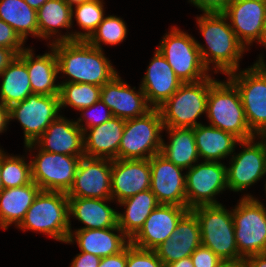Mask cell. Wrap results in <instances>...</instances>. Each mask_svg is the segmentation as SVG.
Returning a JSON list of instances; mask_svg holds the SVG:
<instances>
[{
	"label": "cell",
	"mask_w": 266,
	"mask_h": 267,
	"mask_svg": "<svg viewBox=\"0 0 266 267\" xmlns=\"http://www.w3.org/2000/svg\"><path fill=\"white\" fill-rule=\"evenodd\" d=\"M58 64V71L71 77L66 82L88 83L102 87L116 72L102 49L91 46L86 40L50 43Z\"/></svg>",
	"instance_id": "1"
},
{
	"label": "cell",
	"mask_w": 266,
	"mask_h": 267,
	"mask_svg": "<svg viewBox=\"0 0 266 267\" xmlns=\"http://www.w3.org/2000/svg\"><path fill=\"white\" fill-rule=\"evenodd\" d=\"M227 17L223 13H204L197 17V22L204 36L208 49L196 41L202 61L209 70L210 63H215L213 69L230 74L238 71L239 59L245 47L239 42Z\"/></svg>",
	"instance_id": "2"
},
{
	"label": "cell",
	"mask_w": 266,
	"mask_h": 267,
	"mask_svg": "<svg viewBox=\"0 0 266 267\" xmlns=\"http://www.w3.org/2000/svg\"><path fill=\"white\" fill-rule=\"evenodd\" d=\"M206 114L210 126L229 132L240 141L255 138L249 129L240 93L229 79L227 82L215 80L210 85Z\"/></svg>",
	"instance_id": "3"
},
{
	"label": "cell",
	"mask_w": 266,
	"mask_h": 267,
	"mask_svg": "<svg viewBox=\"0 0 266 267\" xmlns=\"http://www.w3.org/2000/svg\"><path fill=\"white\" fill-rule=\"evenodd\" d=\"M18 227L67 242L72 231L68 196L64 192L40 190Z\"/></svg>",
	"instance_id": "4"
},
{
	"label": "cell",
	"mask_w": 266,
	"mask_h": 267,
	"mask_svg": "<svg viewBox=\"0 0 266 267\" xmlns=\"http://www.w3.org/2000/svg\"><path fill=\"white\" fill-rule=\"evenodd\" d=\"M201 233V245L211 249L223 261L244 260L238 252L232 211L222 204L202 205L191 209Z\"/></svg>",
	"instance_id": "5"
},
{
	"label": "cell",
	"mask_w": 266,
	"mask_h": 267,
	"mask_svg": "<svg viewBox=\"0 0 266 267\" xmlns=\"http://www.w3.org/2000/svg\"><path fill=\"white\" fill-rule=\"evenodd\" d=\"M215 81L207 77L198 82L182 83L178 90L158 107L164 127L193 128L201 123L196 119L206 113L210 85Z\"/></svg>",
	"instance_id": "6"
},
{
	"label": "cell",
	"mask_w": 266,
	"mask_h": 267,
	"mask_svg": "<svg viewBox=\"0 0 266 267\" xmlns=\"http://www.w3.org/2000/svg\"><path fill=\"white\" fill-rule=\"evenodd\" d=\"M259 57L250 68L228 74L240 93L249 129L254 135L266 136V64Z\"/></svg>",
	"instance_id": "7"
},
{
	"label": "cell",
	"mask_w": 266,
	"mask_h": 267,
	"mask_svg": "<svg viewBox=\"0 0 266 267\" xmlns=\"http://www.w3.org/2000/svg\"><path fill=\"white\" fill-rule=\"evenodd\" d=\"M163 128L158 108L141 117L127 119L119 146V159H150L161 153L163 139L160 132Z\"/></svg>",
	"instance_id": "8"
},
{
	"label": "cell",
	"mask_w": 266,
	"mask_h": 267,
	"mask_svg": "<svg viewBox=\"0 0 266 267\" xmlns=\"http://www.w3.org/2000/svg\"><path fill=\"white\" fill-rule=\"evenodd\" d=\"M236 246L245 259L251 255L266 253V209L251 195L241 198L232 209Z\"/></svg>",
	"instance_id": "9"
},
{
	"label": "cell",
	"mask_w": 266,
	"mask_h": 267,
	"mask_svg": "<svg viewBox=\"0 0 266 267\" xmlns=\"http://www.w3.org/2000/svg\"><path fill=\"white\" fill-rule=\"evenodd\" d=\"M157 49L183 83L198 82L209 76L196 40L180 29L173 26Z\"/></svg>",
	"instance_id": "10"
},
{
	"label": "cell",
	"mask_w": 266,
	"mask_h": 267,
	"mask_svg": "<svg viewBox=\"0 0 266 267\" xmlns=\"http://www.w3.org/2000/svg\"><path fill=\"white\" fill-rule=\"evenodd\" d=\"M59 95L31 94L9 107V120L17 119L24 129V143H34L60 115Z\"/></svg>",
	"instance_id": "11"
},
{
	"label": "cell",
	"mask_w": 266,
	"mask_h": 267,
	"mask_svg": "<svg viewBox=\"0 0 266 267\" xmlns=\"http://www.w3.org/2000/svg\"><path fill=\"white\" fill-rule=\"evenodd\" d=\"M31 159L32 181L41 190L67 193L71 188L78 163L83 156H69L43 150Z\"/></svg>",
	"instance_id": "12"
},
{
	"label": "cell",
	"mask_w": 266,
	"mask_h": 267,
	"mask_svg": "<svg viewBox=\"0 0 266 267\" xmlns=\"http://www.w3.org/2000/svg\"><path fill=\"white\" fill-rule=\"evenodd\" d=\"M226 166L204 161L193 165L186 173V207L191 210L202 205H218L215 195L227 189Z\"/></svg>",
	"instance_id": "13"
},
{
	"label": "cell",
	"mask_w": 266,
	"mask_h": 267,
	"mask_svg": "<svg viewBox=\"0 0 266 267\" xmlns=\"http://www.w3.org/2000/svg\"><path fill=\"white\" fill-rule=\"evenodd\" d=\"M260 138L261 141L257 143H254V138L239 141L244 149L232 156L231 166L226 168L227 186L230 190H244L266 175V136Z\"/></svg>",
	"instance_id": "14"
},
{
	"label": "cell",
	"mask_w": 266,
	"mask_h": 267,
	"mask_svg": "<svg viewBox=\"0 0 266 267\" xmlns=\"http://www.w3.org/2000/svg\"><path fill=\"white\" fill-rule=\"evenodd\" d=\"M112 160L81 157L68 197L112 199Z\"/></svg>",
	"instance_id": "15"
},
{
	"label": "cell",
	"mask_w": 266,
	"mask_h": 267,
	"mask_svg": "<svg viewBox=\"0 0 266 267\" xmlns=\"http://www.w3.org/2000/svg\"><path fill=\"white\" fill-rule=\"evenodd\" d=\"M82 121L81 117L74 122L59 116L34 143L25 147L31 150L38 145L40 150L51 153L84 156V135L88 129L80 124Z\"/></svg>",
	"instance_id": "16"
},
{
	"label": "cell",
	"mask_w": 266,
	"mask_h": 267,
	"mask_svg": "<svg viewBox=\"0 0 266 267\" xmlns=\"http://www.w3.org/2000/svg\"><path fill=\"white\" fill-rule=\"evenodd\" d=\"M151 168L150 190L160 204L186 206V175L161 153L149 159Z\"/></svg>",
	"instance_id": "17"
},
{
	"label": "cell",
	"mask_w": 266,
	"mask_h": 267,
	"mask_svg": "<svg viewBox=\"0 0 266 267\" xmlns=\"http://www.w3.org/2000/svg\"><path fill=\"white\" fill-rule=\"evenodd\" d=\"M188 211L186 206L159 204L130 239V243L142 249L154 250L170 237Z\"/></svg>",
	"instance_id": "18"
},
{
	"label": "cell",
	"mask_w": 266,
	"mask_h": 267,
	"mask_svg": "<svg viewBox=\"0 0 266 267\" xmlns=\"http://www.w3.org/2000/svg\"><path fill=\"white\" fill-rule=\"evenodd\" d=\"M151 168L149 159L112 160L111 195L112 200L121 202L139 192L150 189Z\"/></svg>",
	"instance_id": "19"
},
{
	"label": "cell",
	"mask_w": 266,
	"mask_h": 267,
	"mask_svg": "<svg viewBox=\"0 0 266 267\" xmlns=\"http://www.w3.org/2000/svg\"><path fill=\"white\" fill-rule=\"evenodd\" d=\"M115 75L101 88L100 100L112 111L114 117L124 120L146 115L153 109L141 87L138 92Z\"/></svg>",
	"instance_id": "20"
},
{
	"label": "cell",
	"mask_w": 266,
	"mask_h": 267,
	"mask_svg": "<svg viewBox=\"0 0 266 267\" xmlns=\"http://www.w3.org/2000/svg\"><path fill=\"white\" fill-rule=\"evenodd\" d=\"M239 42L246 47L258 41L266 19V2L262 0H233L223 12Z\"/></svg>",
	"instance_id": "21"
},
{
	"label": "cell",
	"mask_w": 266,
	"mask_h": 267,
	"mask_svg": "<svg viewBox=\"0 0 266 267\" xmlns=\"http://www.w3.org/2000/svg\"><path fill=\"white\" fill-rule=\"evenodd\" d=\"M201 245L200 225L196 215L189 210L178 222L170 237L154 249L164 265L191 254Z\"/></svg>",
	"instance_id": "22"
},
{
	"label": "cell",
	"mask_w": 266,
	"mask_h": 267,
	"mask_svg": "<svg viewBox=\"0 0 266 267\" xmlns=\"http://www.w3.org/2000/svg\"><path fill=\"white\" fill-rule=\"evenodd\" d=\"M182 83L165 57L156 49L140 85L151 107L158 108L162 105Z\"/></svg>",
	"instance_id": "23"
},
{
	"label": "cell",
	"mask_w": 266,
	"mask_h": 267,
	"mask_svg": "<svg viewBox=\"0 0 266 267\" xmlns=\"http://www.w3.org/2000/svg\"><path fill=\"white\" fill-rule=\"evenodd\" d=\"M113 231L120 232L121 235ZM74 232H69V238L66 243H73L76 239L75 242H77L81 252L90 253L101 258L118 254L130 244V239L119 226L105 229H78Z\"/></svg>",
	"instance_id": "24"
},
{
	"label": "cell",
	"mask_w": 266,
	"mask_h": 267,
	"mask_svg": "<svg viewBox=\"0 0 266 267\" xmlns=\"http://www.w3.org/2000/svg\"><path fill=\"white\" fill-rule=\"evenodd\" d=\"M125 123L126 120L113 116L107 122L90 128L89 135H84V156L119 159V146Z\"/></svg>",
	"instance_id": "25"
},
{
	"label": "cell",
	"mask_w": 266,
	"mask_h": 267,
	"mask_svg": "<svg viewBox=\"0 0 266 267\" xmlns=\"http://www.w3.org/2000/svg\"><path fill=\"white\" fill-rule=\"evenodd\" d=\"M51 49V53L38 55L36 59L30 48L24 49L18 54L26 63L33 94L59 95L60 84H55L59 73L57 58L53 47Z\"/></svg>",
	"instance_id": "26"
},
{
	"label": "cell",
	"mask_w": 266,
	"mask_h": 267,
	"mask_svg": "<svg viewBox=\"0 0 266 267\" xmlns=\"http://www.w3.org/2000/svg\"><path fill=\"white\" fill-rule=\"evenodd\" d=\"M112 199L68 197L69 215L85 224L80 229H105L118 226V212L105 204Z\"/></svg>",
	"instance_id": "27"
},
{
	"label": "cell",
	"mask_w": 266,
	"mask_h": 267,
	"mask_svg": "<svg viewBox=\"0 0 266 267\" xmlns=\"http://www.w3.org/2000/svg\"><path fill=\"white\" fill-rule=\"evenodd\" d=\"M40 190L33 181L20 187L3 189L0 193V228L6 230L12 223L18 227Z\"/></svg>",
	"instance_id": "28"
},
{
	"label": "cell",
	"mask_w": 266,
	"mask_h": 267,
	"mask_svg": "<svg viewBox=\"0 0 266 267\" xmlns=\"http://www.w3.org/2000/svg\"><path fill=\"white\" fill-rule=\"evenodd\" d=\"M193 131L199 158H204V161L218 162L231 155L240 141L233 134L210 125L199 124L193 127Z\"/></svg>",
	"instance_id": "29"
},
{
	"label": "cell",
	"mask_w": 266,
	"mask_h": 267,
	"mask_svg": "<svg viewBox=\"0 0 266 267\" xmlns=\"http://www.w3.org/2000/svg\"><path fill=\"white\" fill-rule=\"evenodd\" d=\"M119 204L126 206V210L122 214L118 213V226L131 239L160 203L155 194L147 189L119 202Z\"/></svg>",
	"instance_id": "30"
},
{
	"label": "cell",
	"mask_w": 266,
	"mask_h": 267,
	"mask_svg": "<svg viewBox=\"0 0 266 267\" xmlns=\"http://www.w3.org/2000/svg\"><path fill=\"white\" fill-rule=\"evenodd\" d=\"M0 102L7 107L25 100L33 94L26 63L16 55L0 73Z\"/></svg>",
	"instance_id": "31"
},
{
	"label": "cell",
	"mask_w": 266,
	"mask_h": 267,
	"mask_svg": "<svg viewBox=\"0 0 266 267\" xmlns=\"http://www.w3.org/2000/svg\"><path fill=\"white\" fill-rule=\"evenodd\" d=\"M167 129L170 142L165 144L162 140L161 154L174 165L189 169L199 160L197 146L195 143L193 128H171Z\"/></svg>",
	"instance_id": "32"
},
{
	"label": "cell",
	"mask_w": 266,
	"mask_h": 267,
	"mask_svg": "<svg viewBox=\"0 0 266 267\" xmlns=\"http://www.w3.org/2000/svg\"><path fill=\"white\" fill-rule=\"evenodd\" d=\"M0 19L25 41L29 34L38 37L37 11L24 0H0Z\"/></svg>",
	"instance_id": "33"
},
{
	"label": "cell",
	"mask_w": 266,
	"mask_h": 267,
	"mask_svg": "<svg viewBox=\"0 0 266 267\" xmlns=\"http://www.w3.org/2000/svg\"><path fill=\"white\" fill-rule=\"evenodd\" d=\"M73 8L64 0H48L37 10L38 37L56 35L57 28H71Z\"/></svg>",
	"instance_id": "34"
},
{
	"label": "cell",
	"mask_w": 266,
	"mask_h": 267,
	"mask_svg": "<svg viewBox=\"0 0 266 267\" xmlns=\"http://www.w3.org/2000/svg\"><path fill=\"white\" fill-rule=\"evenodd\" d=\"M103 0H89L75 6V18L85 33L74 32L61 35L53 43L62 41L86 40L104 19Z\"/></svg>",
	"instance_id": "35"
},
{
	"label": "cell",
	"mask_w": 266,
	"mask_h": 267,
	"mask_svg": "<svg viewBox=\"0 0 266 267\" xmlns=\"http://www.w3.org/2000/svg\"><path fill=\"white\" fill-rule=\"evenodd\" d=\"M100 86L88 83L62 82L60 84V108L72 106L77 110L90 107L101 97Z\"/></svg>",
	"instance_id": "36"
},
{
	"label": "cell",
	"mask_w": 266,
	"mask_h": 267,
	"mask_svg": "<svg viewBox=\"0 0 266 267\" xmlns=\"http://www.w3.org/2000/svg\"><path fill=\"white\" fill-rule=\"evenodd\" d=\"M1 179L4 189L15 188L32 182L31 162H25L24 157L6 156L2 150Z\"/></svg>",
	"instance_id": "37"
},
{
	"label": "cell",
	"mask_w": 266,
	"mask_h": 267,
	"mask_svg": "<svg viewBox=\"0 0 266 267\" xmlns=\"http://www.w3.org/2000/svg\"><path fill=\"white\" fill-rule=\"evenodd\" d=\"M127 34L126 24L119 17L107 16L98 25L97 29L86 41L98 49H102L101 43L116 45L122 42Z\"/></svg>",
	"instance_id": "38"
},
{
	"label": "cell",
	"mask_w": 266,
	"mask_h": 267,
	"mask_svg": "<svg viewBox=\"0 0 266 267\" xmlns=\"http://www.w3.org/2000/svg\"><path fill=\"white\" fill-rule=\"evenodd\" d=\"M126 267H165L154 250L142 249L129 244L127 246Z\"/></svg>",
	"instance_id": "39"
},
{
	"label": "cell",
	"mask_w": 266,
	"mask_h": 267,
	"mask_svg": "<svg viewBox=\"0 0 266 267\" xmlns=\"http://www.w3.org/2000/svg\"><path fill=\"white\" fill-rule=\"evenodd\" d=\"M24 42L11 26L0 19V47L11 49L18 55L24 50Z\"/></svg>",
	"instance_id": "40"
},
{
	"label": "cell",
	"mask_w": 266,
	"mask_h": 267,
	"mask_svg": "<svg viewBox=\"0 0 266 267\" xmlns=\"http://www.w3.org/2000/svg\"><path fill=\"white\" fill-rule=\"evenodd\" d=\"M190 257L194 267H218L223 261L204 245H200Z\"/></svg>",
	"instance_id": "41"
},
{
	"label": "cell",
	"mask_w": 266,
	"mask_h": 267,
	"mask_svg": "<svg viewBox=\"0 0 266 267\" xmlns=\"http://www.w3.org/2000/svg\"><path fill=\"white\" fill-rule=\"evenodd\" d=\"M99 106L100 107L103 106L108 110H106V112L103 115H101V114L99 115L98 114L97 116L95 115V113H94V115H92L91 113L88 112L90 110H93V112H94L95 109L100 108ZM80 111H82V113H83L82 117L86 120V124H87L86 126H87L88 129H90L92 127H95V126H98V125H101V124L107 122L108 120H110L113 117L112 111L101 100H98L92 106L83 108ZM85 112L86 113L88 112V114H89V115H87V117H86V113ZM90 114H91V116H90Z\"/></svg>",
	"instance_id": "42"
},
{
	"label": "cell",
	"mask_w": 266,
	"mask_h": 267,
	"mask_svg": "<svg viewBox=\"0 0 266 267\" xmlns=\"http://www.w3.org/2000/svg\"><path fill=\"white\" fill-rule=\"evenodd\" d=\"M204 13H223L233 0H189Z\"/></svg>",
	"instance_id": "43"
},
{
	"label": "cell",
	"mask_w": 266,
	"mask_h": 267,
	"mask_svg": "<svg viewBox=\"0 0 266 267\" xmlns=\"http://www.w3.org/2000/svg\"><path fill=\"white\" fill-rule=\"evenodd\" d=\"M101 257L81 252L72 261L71 267H99Z\"/></svg>",
	"instance_id": "44"
},
{
	"label": "cell",
	"mask_w": 266,
	"mask_h": 267,
	"mask_svg": "<svg viewBox=\"0 0 266 267\" xmlns=\"http://www.w3.org/2000/svg\"><path fill=\"white\" fill-rule=\"evenodd\" d=\"M127 263V247L118 254L103 257L99 267H126Z\"/></svg>",
	"instance_id": "45"
},
{
	"label": "cell",
	"mask_w": 266,
	"mask_h": 267,
	"mask_svg": "<svg viewBox=\"0 0 266 267\" xmlns=\"http://www.w3.org/2000/svg\"><path fill=\"white\" fill-rule=\"evenodd\" d=\"M244 262L246 267H266V253L251 255Z\"/></svg>",
	"instance_id": "46"
},
{
	"label": "cell",
	"mask_w": 266,
	"mask_h": 267,
	"mask_svg": "<svg viewBox=\"0 0 266 267\" xmlns=\"http://www.w3.org/2000/svg\"><path fill=\"white\" fill-rule=\"evenodd\" d=\"M15 56L16 54L11 49L0 47V73L8 66Z\"/></svg>",
	"instance_id": "47"
},
{
	"label": "cell",
	"mask_w": 266,
	"mask_h": 267,
	"mask_svg": "<svg viewBox=\"0 0 266 267\" xmlns=\"http://www.w3.org/2000/svg\"><path fill=\"white\" fill-rule=\"evenodd\" d=\"M9 122V107L0 102V133L6 130Z\"/></svg>",
	"instance_id": "48"
},
{
	"label": "cell",
	"mask_w": 266,
	"mask_h": 267,
	"mask_svg": "<svg viewBox=\"0 0 266 267\" xmlns=\"http://www.w3.org/2000/svg\"><path fill=\"white\" fill-rule=\"evenodd\" d=\"M165 267H194L191 257H185L178 261L172 262Z\"/></svg>",
	"instance_id": "49"
},
{
	"label": "cell",
	"mask_w": 266,
	"mask_h": 267,
	"mask_svg": "<svg viewBox=\"0 0 266 267\" xmlns=\"http://www.w3.org/2000/svg\"><path fill=\"white\" fill-rule=\"evenodd\" d=\"M218 267H246L244 260L222 261Z\"/></svg>",
	"instance_id": "50"
},
{
	"label": "cell",
	"mask_w": 266,
	"mask_h": 267,
	"mask_svg": "<svg viewBox=\"0 0 266 267\" xmlns=\"http://www.w3.org/2000/svg\"><path fill=\"white\" fill-rule=\"evenodd\" d=\"M31 8L36 11L42 7L48 0H24Z\"/></svg>",
	"instance_id": "51"
},
{
	"label": "cell",
	"mask_w": 266,
	"mask_h": 267,
	"mask_svg": "<svg viewBox=\"0 0 266 267\" xmlns=\"http://www.w3.org/2000/svg\"><path fill=\"white\" fill-rule=\"evenodd\" d=\"M258 42L266 47V19L264 21V25H263V28H262L261 36L258 39Z\"/></svg>",
	"instance_id": "52"
},
{
	"label": "cell",
	"mask_w": 266,
	"mask_h": 267,
	"mask_svg": "<svg viewBox=\"0 0 266 267\" xmlns=\"http://www.w3.org/2000/svg\"><path fill=\"white\" fill-rule=\"evenodd\" d=\"M68 5H70L73 8V5L82 4L83 2L89 1V0H64Z\"/></svg>",
	"instance_id": "53"
},
{
	"label": "cell",
	"mask_w": 266,
	"mask_h": 267,
	"mask_svg": "<svg viewBox=\"0 0 266 267\" xmlns=\"http://www.w3.org/2000/svg\"><path fill=\"white\" fill-rule=\"evenodd\" d=\"M1 165H2V150L0 149V193L3 191L4 186L1 179Z\"/></svg>",
	"instance_id": "54"
}]
</instances>
